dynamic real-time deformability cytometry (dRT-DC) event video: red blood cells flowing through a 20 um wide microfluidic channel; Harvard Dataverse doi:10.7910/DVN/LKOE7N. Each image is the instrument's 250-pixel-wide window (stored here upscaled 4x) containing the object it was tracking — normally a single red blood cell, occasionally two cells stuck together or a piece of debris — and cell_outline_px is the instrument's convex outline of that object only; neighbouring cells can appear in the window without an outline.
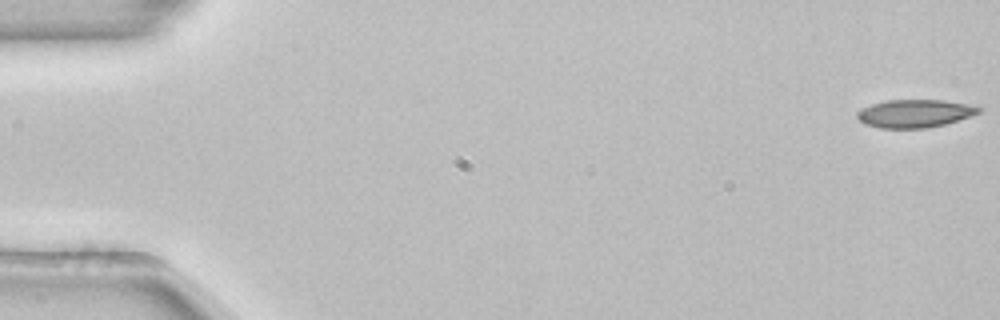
{"species": "common noctule bat (a hibernating species)", "species_latin": "Nyctalus noctula", "temperature_condition": "room temperature", "stored_images_in_passage": 53, "camera_frame_rate_fps": 3000, "um_per_image_px": 0.085, "animal": {"sex": "female", "body_mass_g": 22.7, "forearm_length_mm": 54.2}, "frame": {"image": 1, "passage_image": 1, "time_ms": 0.0, "image_size_px": [1000, 320], "cell_outline_px": [[984, 108], [980, 112], [944, 124], [928, 128], [880, 128], [864, 124], [856, 116], [856, 112], [872, 104], [888, 100], [944, 100]], "centroid_in_image_um": [77.72, 9.65], "position_along_channel_um": 7.3, "area_um2": 19.54}}
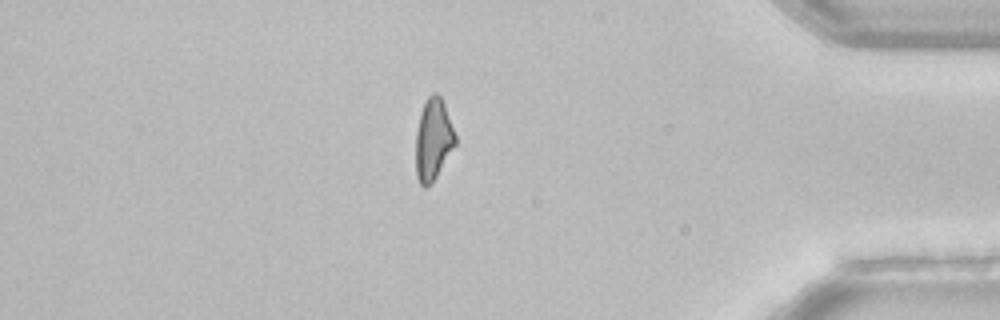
{"frame": {"image": 2, "passage_image": 46, "time_ms": 15.0, "image_size_px": [1000, 320], "cell_outline_px": [[456, 144], [432, 184], [424, 188], [420, 184], [416, 176], [416, 132], [420, 112], [428, 96], [432, 92], [436, 92], [440, 96], [444, 104], [456, 136]], "centroid_in_image_um": [36.81, 11.88], "position_along_channel_um": 398.4, "area_um2": 18.84}, "authors_computed_cell_mechanics": {"area_um2": 20.23, "velocity_mm_per_s": 3.8805, "shape_relaxation_time_tau1_ms": null, "shape_relaxation_time_tau2_ms": 7.61, "deformation_change_tau1": null, "deformation_change_tau2": 0.1614}}